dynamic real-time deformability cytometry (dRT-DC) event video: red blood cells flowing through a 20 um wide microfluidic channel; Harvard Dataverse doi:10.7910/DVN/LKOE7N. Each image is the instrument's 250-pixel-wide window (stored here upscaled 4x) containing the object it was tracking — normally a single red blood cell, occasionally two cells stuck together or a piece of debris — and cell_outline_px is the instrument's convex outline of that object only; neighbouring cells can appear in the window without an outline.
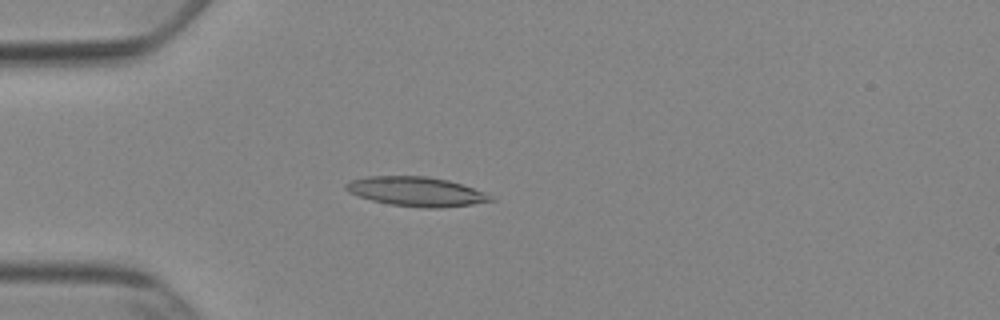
{"species": "Egyptian fruit bat (a non-hibernating species)", "species_latin": "Rousettus aegyptiacus", "temperature_condition": "cold", "stored_images_in_passage": 49, "camera_frame_rate_fps": 3000, "um_per_image_px": 0.085, "animal": {"sex": "female"}, "frame": {"image": 1, "passage_image": 12, "time_ms": 3.667, "image_size_px": [1000, 320], "cell_outline_px": [[496, 200], [472, 204], [440, 208], [424, 208], [388, 204], [372, 200], [348, 192], [344, 188], [344, 184], [352, 180], [368, 176], [428, 176], [448, 180], [484, 192], [492, 196]], "centroid_in_image_um": [35.37, 16.28], "position_along_channel_um": 49.6, "area_um2": 24.68}}
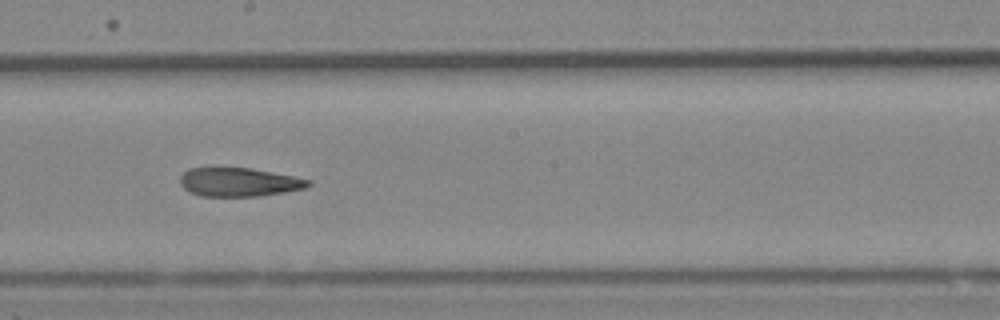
{"frame": {"image": 2, "passage_image": 27, "time_ms": 8.667, "image_size_px": [1000, 320], "cell_outline_px": [[312, 184], [304, 188], [284, 192], [260, 196], [200, 196], [188, 192], [180, 184], [180, 176], [188, 168], [248, 168], [292, 176], [312, 180]], "centroid_in_image_um": [20.28, 15.49], "position_along_channel_um": 227.9, "area_um2": 21.33}}
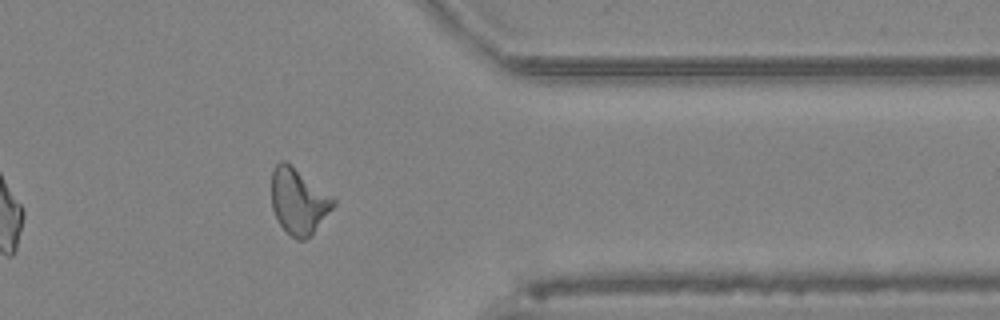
{"frame": {"image": 3, "passage_image": 40, "time_ms": 13.0, "image_size_px": [1000, 320], "cell_outline_px": [[336, 204], [312, 232], [304, 240], [296, 240], [280, 224], [272, 208], [272, 172], [276, 164], [280, 160], [284, 160], [332, 196], [336, 200]], "centroid_in_image_um": [25.36, 17.09], "position_along_channel_um": 386.0, "area_um2": 23.0}, "authors_computed_cell_mechanics": {"area_um2": 23.12, "velocity_mm_per_s": 3.8881, "shape_relaxation_time_tau1_ms": null, "shape_relaxation_time_tau2_ms": 5.2191, "deformation_change_tau1": null, "deformation_change_tau2": 0.1488}}